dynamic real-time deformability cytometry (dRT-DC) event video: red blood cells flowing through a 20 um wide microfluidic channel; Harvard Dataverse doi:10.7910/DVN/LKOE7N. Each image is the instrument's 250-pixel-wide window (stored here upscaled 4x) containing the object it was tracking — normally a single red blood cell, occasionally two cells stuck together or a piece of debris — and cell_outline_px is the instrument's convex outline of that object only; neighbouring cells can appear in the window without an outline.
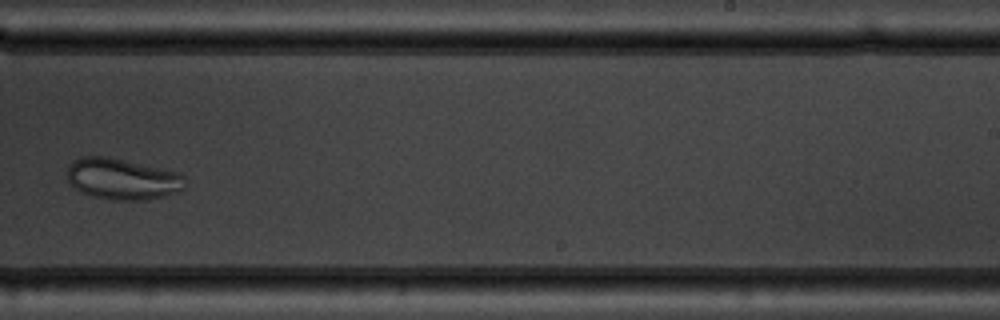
{"species": "common noctule bat (a hibernating species)", "species_latin": "Nyctalus noctula", "temperature_condition": "warm", "stored_images_in_passage": 9, "camera_frame_rate_fps": 3000, "um_per_image_px": 0.085, "animal": {"sex": "male", "body_mass_g": 19.5, "forearm_length_mm": 54.6}, "frame": {"image": 1, "passage_image": 8, "time_ms": 8.0, "image_size_px": [1000, 320], "cell_outline_px": [[184, 188], [180, 192], [148, 200], [108, 200], [92, 196], [76, 188], [68, 180], [68, 168], [72, 160], [80, 156], [104, 156], [124, 160], [176, 172], [184, 176]], "centroid_in_image_um": [10.4, 15.22], "position_along_channel_um": 278.6, "area_um2": 28.15}}